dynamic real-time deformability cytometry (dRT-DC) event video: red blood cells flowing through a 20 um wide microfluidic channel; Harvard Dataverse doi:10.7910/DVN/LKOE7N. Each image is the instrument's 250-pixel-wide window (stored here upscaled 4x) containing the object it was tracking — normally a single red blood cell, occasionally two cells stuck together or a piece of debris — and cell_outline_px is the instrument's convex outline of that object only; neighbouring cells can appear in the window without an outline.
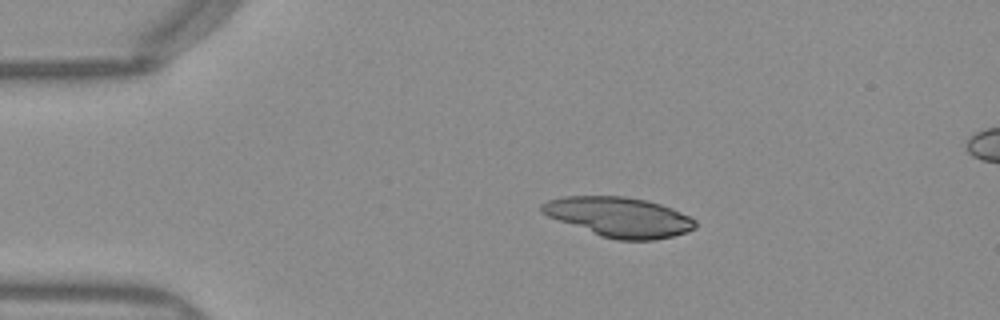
{"species": "Egyptian fruit bat (a non-hibernating species)", "species_latin": "Rousettus aegyptiacus", "temperature_condition": "warm", "stored_images_in_passage": 41, "camera_frame_rate_fps": 3000, "um_per_image_px": 0.085, "frame": {"image": 1, "passage_image": 1, "time_ms": 0.0, "image_size_px": [1000, 320], "cell_outline_px": [[696, 228], [672, 236], [652, 240], [616, 240], [600, 236], [548, 216], [540, 212], [540, 204], [548, 200], [564, 196], [624, 196], [644, 200], [660, 204], [672, 208], [696, 220]], "centroid_in_image_um": [52.6, 18.44], "position_along_channel_um": 32.4, "area_um2": 35.37}}